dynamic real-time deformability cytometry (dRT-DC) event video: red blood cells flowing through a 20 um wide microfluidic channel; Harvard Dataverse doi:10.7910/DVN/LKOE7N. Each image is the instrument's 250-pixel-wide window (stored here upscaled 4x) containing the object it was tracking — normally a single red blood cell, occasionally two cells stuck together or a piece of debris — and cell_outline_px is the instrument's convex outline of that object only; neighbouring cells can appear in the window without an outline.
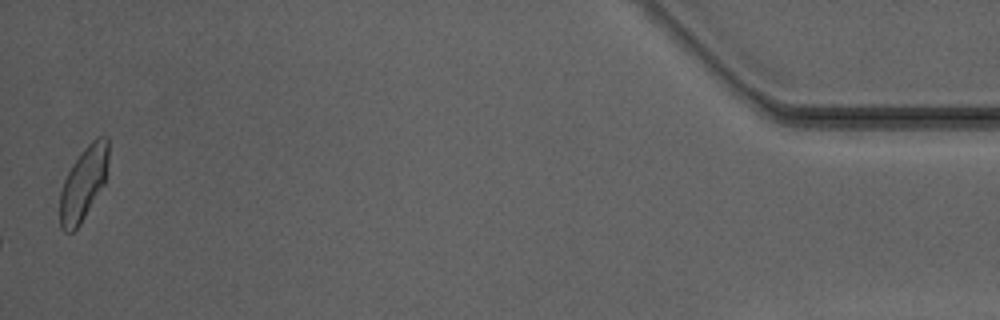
{"species": "Egyptian fruit bat (a non-hibernating species)", "species_latin": "Rousettus aegyptiacus", "temperature_condition": "warm", "stored_images_in_passage": 37, "camera_frame_rate_fps": 3000, "um_per_image_px": 0.085, "animal": {"sex": "male"}, "frame": {"image": 1, "passage_image": 37, "time_ms": 12.0, "image_size_px": [1000, 320], "cell_outline_px": [[108, 156], [104, 184], [80, 224], [72, 232], [64, 232], [60, 228], [60, 192], [64, 180], [72, 164], [80, 152], [96, 136], [108, 136]], "centroid_in_image_um": [7.08, 15.58], "position_along_channel_um": 428.1, "area_um2": 20.63}, "authors_computed_cell_mechanics": {"area_um2": 20.3456, "velocity_mm_per_s": 4.1874, "shape_relaxation_time_tau1_ms": 3.8254, "shape_relaxation_time_tau2_ms": 1.4017, "deformation_change_tau1": 0.1568, "deformation_change_tau2": 0.0888}}